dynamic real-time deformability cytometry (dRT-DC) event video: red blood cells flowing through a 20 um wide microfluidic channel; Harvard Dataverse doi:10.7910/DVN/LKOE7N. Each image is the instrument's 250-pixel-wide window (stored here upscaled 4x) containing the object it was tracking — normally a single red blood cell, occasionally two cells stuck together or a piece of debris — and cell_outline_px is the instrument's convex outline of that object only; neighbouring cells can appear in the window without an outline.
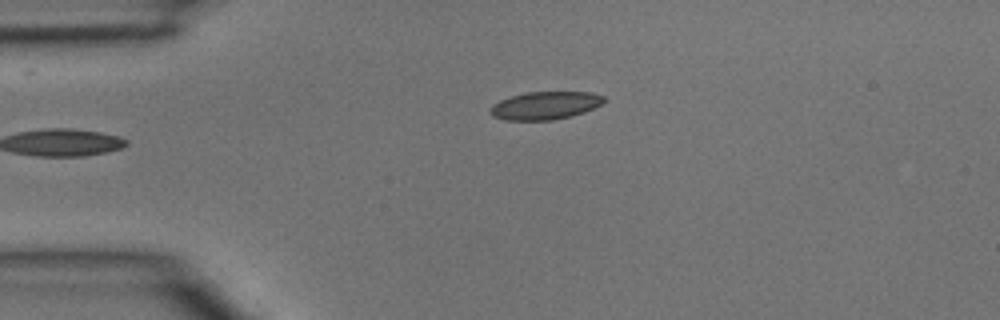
{"species": "common noctule bat (a hibernating species)", "species_latin": "Nyctalus noctula", "temperature_condition": "room temperature", "stored_images_in_passage": 36, "camera_frame_rate_fps": 3000, "um_per_image_px": 0.085, "animal": {"sex": "male", "body_mass_g": 15.6}, "frame": {"image": 1, "passage_image": 1, "time_ms": 0.0, "image_size_px": [1000, 320], "cell_outline_px": [[604, 100], [600, 104], [584, 112], [572, 116], [552, 120], [504, 120], [492, 116], [488, 112], [492, 104], [500, 100], [512, 96], [528, 92], [592, 92], [604, 96]], "centroid_in_image_um": [46.3, 8.97], "position_along_channel_um": 38.7, "area_um2": 18.44}}
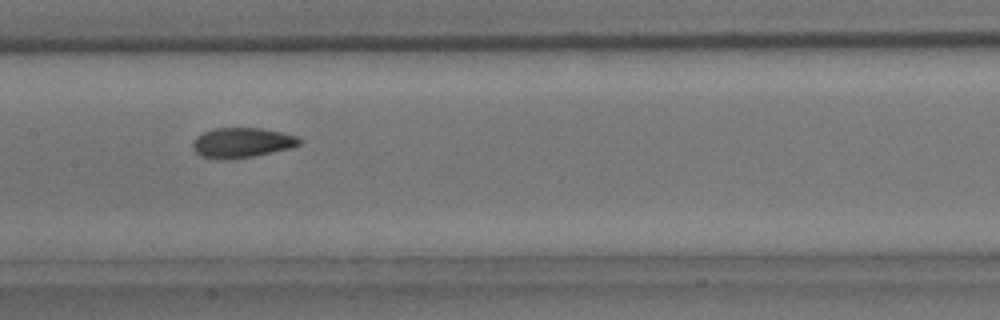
{"frame": {"image": 2, "passage_image": 13, "time_ms": 4.0, "image_size_px": [1000, 320], "cell_outline_px": [[300, 144], [288, 148], [252, 156], [200, 156], [192, 148], [192, 144], [196, 136], [204, 132], [216, 128], [260, 128], [280, 132], [296, 136], [300, 140]], "centroid_in_image_um": [20.56, 12.07], "position_along_channel_um": 186.8, "area_um2": 17.57}}
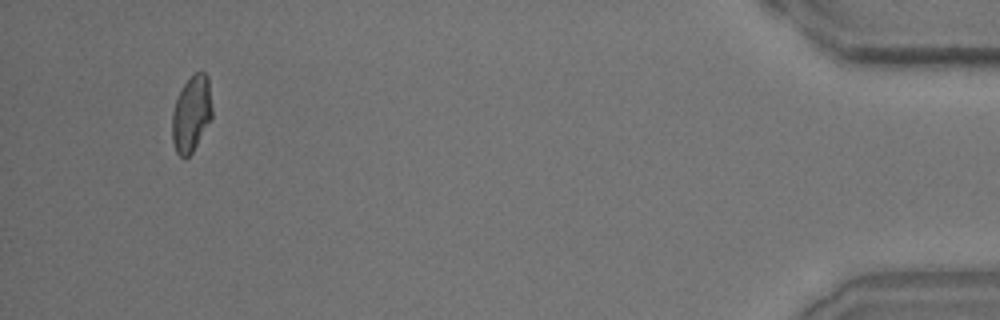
{"frame": {"image": 3, "passage_image": 34, "time_ms": 11.0, "image_size_px": [1000, 320], "cell_outline_px": [[212, 116], [192, 152], [184, 160], [176, 152], [172, 140], [172, 112], [176, 100], [184, 84], [196, 72], [204, 72], [208, 76], [212, 108]], "centroid_in_image_um": [16.26, 9.69], "position_along_channel_um": 418.9, "area_um2": 17.51}}